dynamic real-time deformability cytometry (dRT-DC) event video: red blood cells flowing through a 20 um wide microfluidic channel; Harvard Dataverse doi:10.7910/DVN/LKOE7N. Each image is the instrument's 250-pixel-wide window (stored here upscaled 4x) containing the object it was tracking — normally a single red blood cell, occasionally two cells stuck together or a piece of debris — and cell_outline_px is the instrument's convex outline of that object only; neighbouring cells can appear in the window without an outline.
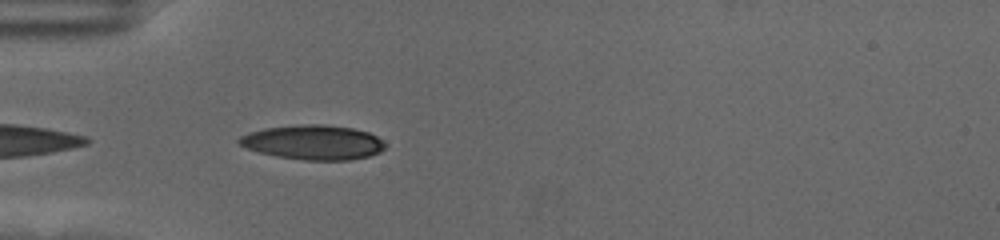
{"species": "human", "species_latin": "Homo sapiens", "temperature_condition": "cold", "stored_images_in_passage": 42, "camera_frame_rate_fps": 3000, "um_per_image_px": 0.085, "donor": {"sex": "female"}, "frame": {"image": 1, "passage_image": 2, "time_ms": 0.333, "image_size_px": [1000, 240], "cell_outline_px": [[388, 144], [380, 152], [368, 156], [348, 160], [304, 160], [276, 156], [260, 152], [248, 148], [240, 144], [236, 140], [240, 136], [248, 132], [264, 128], [300, 124], [324, 124], [352, 128], [368, 132], [376, 136]], "centroid_in_image_um": [26.63, 12.09], "position_along_channel_um": 58.4, "area_um2": 29.48}}
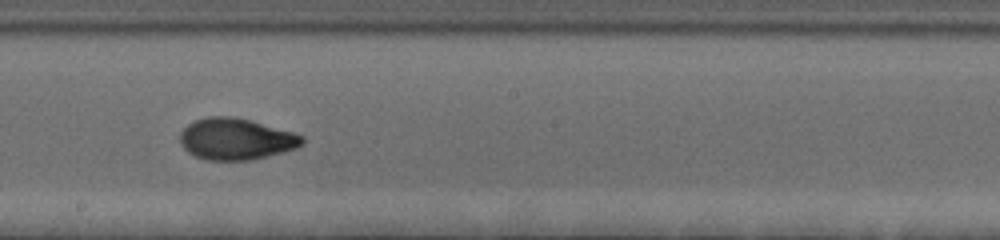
{"frame": {"image": 2, "passage_image": 17, "time_ms": 5.333, "image_size_px": [1000, 240], "cell_outline_px": [[304, 144], [296, 148], [284, 152], [252, 160], [204, 160], [188, 152], [180, 144], [180, 132], [188, 124], [196, 120], [208, 116], [228, 116], [248, 120], [292, 132], [304, 136]], "centroid_in_image_um": [20.05, 11.83], "position_along_channel_um": 228.2, "area_um2": 29.42}}
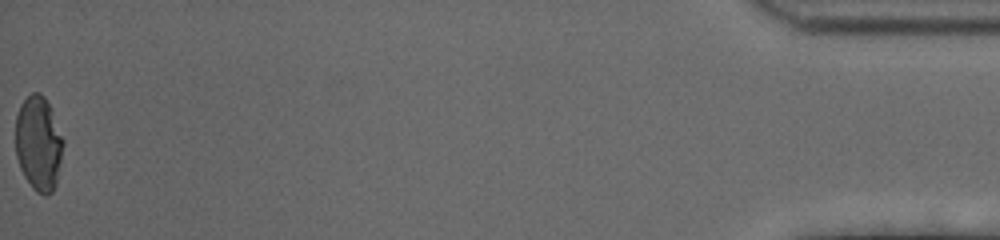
{"frame": {"image": 3, "passage_image": 42, "time_ms": 13.667, "image_size_px": [1000, 240], "cell_outline_px": [[64, 144], [56, 184], [52, 192], [48, 196], [44, 196], [36, 192], [32, 188], [24, 176], [20, 168], [16, 156], [16, 116], [20, 104], [32, 92], [40, 92], [44, 96], [48, 104], [64, 140]], "centroid_in_image_um": [3.27, 12.22], "position_along_channel_um": 431.9, "area_um2": 26.36}, "authors_computed_cell_mechanics": {"area_um2": 28.5532, "velocity_mm_per_s": 3.5247, "shape_relaxation_time_tau1_ms": 4.7917, "shape_relaxation_time_tau2_ms": 1.3359, "deformation_change_tau1": 0.1953, "deformation_change_tau2": 0.0553}}